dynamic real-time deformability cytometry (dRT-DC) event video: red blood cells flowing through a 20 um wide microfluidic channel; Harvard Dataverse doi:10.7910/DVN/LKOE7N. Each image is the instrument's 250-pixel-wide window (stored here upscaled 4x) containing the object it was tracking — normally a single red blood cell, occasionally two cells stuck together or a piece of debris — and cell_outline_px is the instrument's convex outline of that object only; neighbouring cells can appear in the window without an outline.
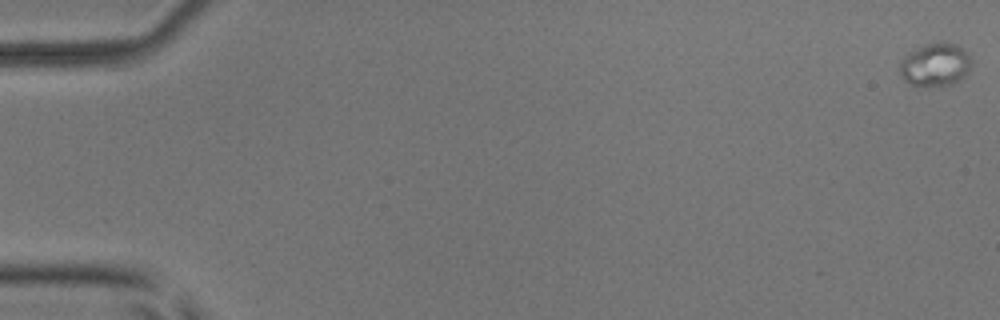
{"species": "common noctule bat (a hibernating species)", "species_latin": "Nyctalus noctula", "temperature_condition": "room temperature", "stored_images_in_passage": 13, "camera_frame_rate_fps": 3000, "um_per_image_px": 0.085, "animal": {"sex": "male", "body_mass_g": 17.9, "forearm_length_mm": 54.2}, "frame": {"image": 1, "passage_image": 1, "time_ms": 0.0, "image_size_px": [1000, 320], "cell_outline_px": [[972, 64], [968, 72], [960, 80], [944, 88], [920, 88], [908, 84], [900, 76], [900, 60], [904, 56], [916, 48], [924, 44], [936, 40], [948, 40], [964, 48], [968, 52], [972, 60]], "centroid_in_image_um": [79.51, 5.51], "position_along_channel_um": 5.5, "area_um2": 19.31}}